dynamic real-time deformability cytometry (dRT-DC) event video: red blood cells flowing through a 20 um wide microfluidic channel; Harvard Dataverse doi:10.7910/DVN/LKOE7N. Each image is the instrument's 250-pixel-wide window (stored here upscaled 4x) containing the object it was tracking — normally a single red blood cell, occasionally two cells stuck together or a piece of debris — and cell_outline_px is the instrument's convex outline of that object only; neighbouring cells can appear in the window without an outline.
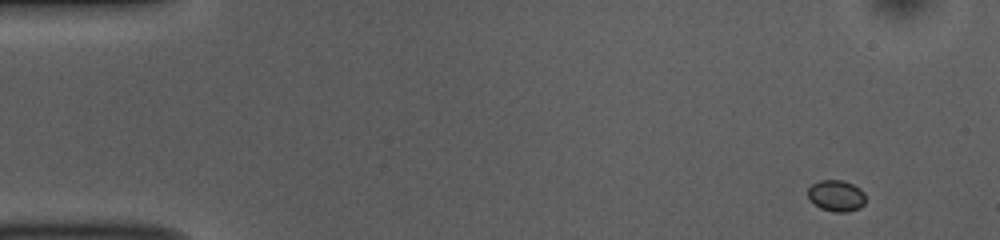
{"species": "common noctule bat (a hibernating species)", "species_latin": "Nyctalus noctula", "temperature_condition": "room temperature", "stored_images_in_passage": 50, "camera_frame_rate_fps": 3000, "um_per_image_px": 0.085, "animal": {"sex": "female", "body_mass_g": 10.0, "forearm_length_mm": 53.1}, "frame": {"image": 1, "passage_image": 1, "time_ms": 0.0, "image_size_px": [1000, 240], "cell_outline_px": [[864, 204], [860, 208], [848, 212], [832, 212], [820, 208], [808, 200], [808, 188], [812, 184], [820, 180], [840, 180], [852, 184], [860, 188], [864, 192]], "centroid_in_image_um": [71.06, 16.65], "position_along_channel_um": 13.9, "area_um2": 10.64}}
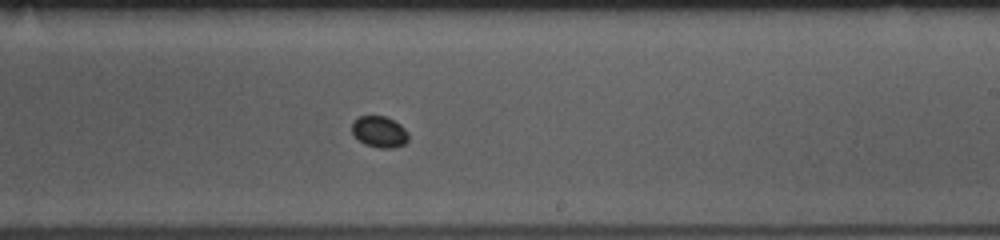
{"frame": {"image": 2, "passage_image": 29, "time_ms": 9.333, "image_size_px": [1000, 240], "cell_outline_px": [[408, 140], [404, 144], [392, 148], [380, 148], [364, 144], [352, 132], [352, 120], [360, 116], [384, 116], [400, 124], [408, 132]], "centroid_in_image_um": [32.25, 11.2], "position_along_channel_um": 256.8, "area_um2": 10.23}}
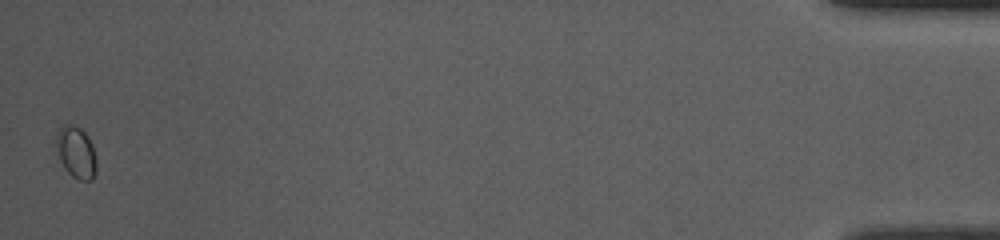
{"frame": {"image": 3, "passage_image": 50, "time_ms": 16.333, "image_size_px": [1000, 240], "cell_outline_px": [[96, 172], [92, 180], [80, 180], [72, 176], [64, 168], [52, 152], [56, 132], [64, 124], [72, 124], [80, 128], [88, 136], [92, 144], [96, 160]], "centroid_in_image_um": [6.39, 12.93], "position_along_channel_um": 428.8, "area_um2": 12.77}, "authors_computed_cell_mechanics": {"area_um2": 10.1728, "velocity_mm_per_s": 3.7547, "shape_relaxation_time_tau1_ms": 5.6128, "shape_relaxation_time_tau2_ms": null, "deformation_change_tau1": 0.04, "deformation_change_tau2": null}}